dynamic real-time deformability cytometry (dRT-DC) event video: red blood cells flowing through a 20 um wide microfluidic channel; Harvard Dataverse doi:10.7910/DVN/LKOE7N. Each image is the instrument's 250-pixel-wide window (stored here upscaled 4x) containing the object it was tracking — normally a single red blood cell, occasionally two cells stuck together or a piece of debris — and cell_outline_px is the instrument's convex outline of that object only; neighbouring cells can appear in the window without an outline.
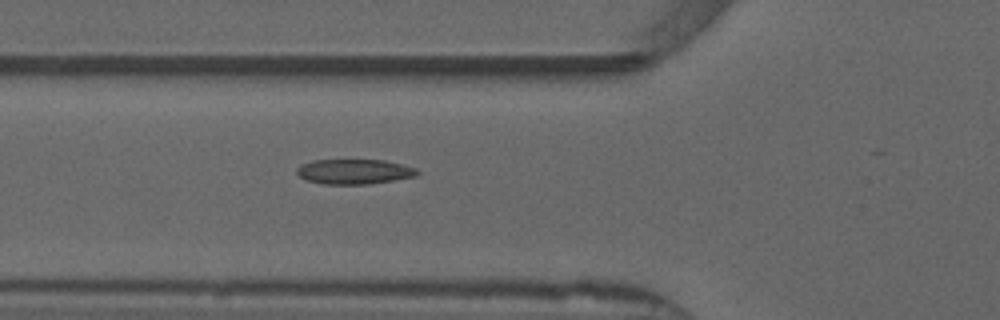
{"species": "common noctule bat (a hibernating species)", "species_latin": "Nyctalus noctula", "temperature_condition": "warm", "stored_images_in_passage": 23, "camera_frame_rate_fps": 3000, "um_per_image_px": 0.085, "animal": {"sex": "male", "forearm_length_mm": 52.5}, "frame": {"image": 1, "passage_image": 16, "time_ms": 5.0, "image_size_px": [1000, 320], "cell_outline_px": [[420, 172], [416, 176], [368, 184], [320, 184], [304, 180], [296, 172], [296, 168], [300, 164], [312, 160], [384, 160], [416, 168]], "centroid_in_image_um": [30.05, 14.59], "position_along_channel_um": 95.8, "area_um2": 17.57}}
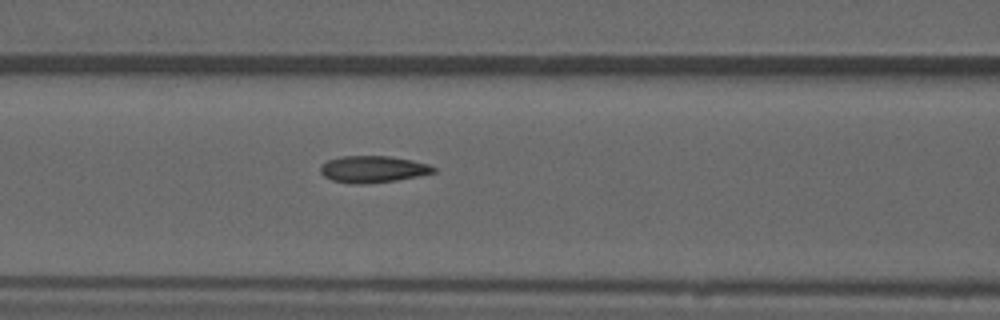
{"frame": {"image": 2, "passage_image": 19, "time_ms": 6.0, "image_size_px": [1000, 320], "cell_outline_px": [[436, 172], [396, 180], [364, 184], [356, 184], [332, 180], [324, 176], [320, 172], [320, 168], [328, 160], [344, 156], [388, 156], [412, 160], [428, 164], [436, 168]], "centroid_in_image_um": [31.71, 14.38], "position_along_channel_um": 134.9, "area_um2": 17.4}}